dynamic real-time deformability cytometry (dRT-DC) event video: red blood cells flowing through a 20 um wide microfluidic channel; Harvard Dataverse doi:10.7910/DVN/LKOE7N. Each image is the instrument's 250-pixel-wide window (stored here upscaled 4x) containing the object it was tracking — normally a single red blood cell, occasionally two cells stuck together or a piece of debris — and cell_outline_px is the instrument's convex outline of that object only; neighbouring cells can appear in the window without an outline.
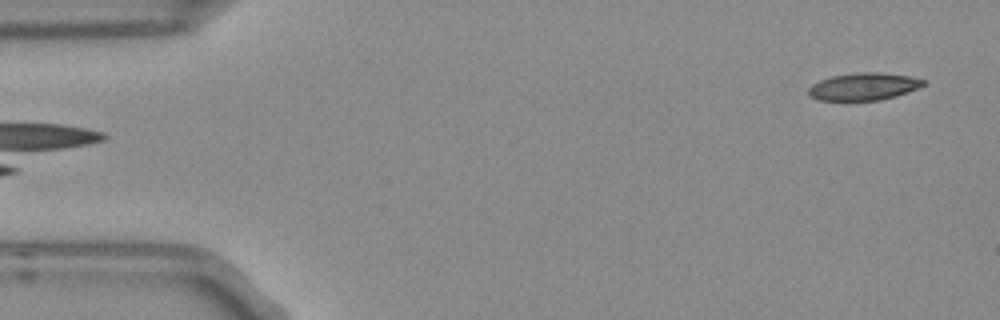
{"species": "Egyptian fruit bat (a non-hibernating species)", "species_latin": "Rousettus aegyptiacus", "temperature_condition": "room temperature", "stored_images_in_passage": 4, "camera_frame_rate_fps": 3000, "um_per_image_px": 0.085, "frame": {"image": 1, "passage_image": 4, "time_ms": 1.0, "image_size_px": [1000, 320], "cell_outline_px": [[924, 84], [916, 88], [896, 96], [880, 100], [816, 100], [808, 96], [808, 88], [812, 84], [820, 80], [832, 76], [860, 72], [880, 72], [908, 76], [924, 80]], "centroid_in_image_um": [73.34, 7.36], "position_along_channel_um": 11.7, "area_um2": 18.15}}